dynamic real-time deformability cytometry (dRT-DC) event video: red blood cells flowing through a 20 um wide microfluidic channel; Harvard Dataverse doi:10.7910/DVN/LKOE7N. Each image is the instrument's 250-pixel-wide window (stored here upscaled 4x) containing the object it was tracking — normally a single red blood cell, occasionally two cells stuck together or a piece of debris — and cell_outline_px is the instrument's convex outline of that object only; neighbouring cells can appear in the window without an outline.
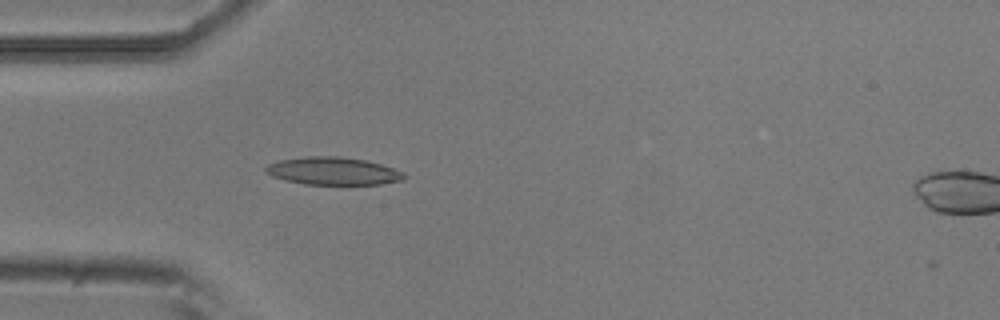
{"species": "common noctule bat (a hibernating species)", "species_latin": "Nyctalus noctula", "temperature_condition": "room temperature", "stored_images_in_passage": 3, "camera_frame_rate_fps": 3000, "um_per_image_px": 0.085, "animal": {"sex": "male", "body_mass_g": 20.5, "forearm_length_mm": 52.5}, "frame": {"image": 1, "passage_image": 3, "time_ms": 0.667, "image_size_px": [1000, 320], "cell_outline_px": [[408, 176], [404, 180], [380, 184], [304, 184], [284, 180], [272, 176], [264, 172], [264, 168], [268, 164], [280, 160], [308, 156], [340, 156], [364, 160], [380, 164], [404, 172]], "centroid_in_image_um": [28.31, 14.54], "position_along_channel_um": 56.7, "area_um2": 22.37}}